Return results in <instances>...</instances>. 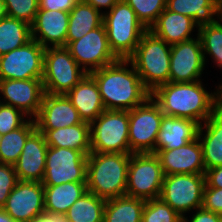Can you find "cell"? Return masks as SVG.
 <instances>
[{
    "instance_id": "6da1fadb",
    "label": "cell",
    "mask_w": 222,
    "mask_h": 222,
    "mask_svg": "<svg viewBox=\"0 0 222 222\" xmlns=\"http://www.w3.org/2000/svg\"><path fill=\"white\" fill-rule=\"evenodd\" d=\"M204 81L168 82L157 87L151 93V98L164 115L189 119L201 125L217 107L216 87L211 90Z\"/></svg>"
},
{
    "instance_id": "7a4b0ae2",
    "label": "cell",
    "mask_w": 222,
    "mask_h": 222,
    "mask_svg": "<svg viewBox=\"0 0 222 222\" xmlns=\"http://www.w3.org/2000/svg\"><path fill=\"white\" fill-rule=\"evenodd\" d=\"M89 74L98 85L106 110L129 111L151 96L128 59H118Z\"/></svg>"
},
{
    "instance_id": "3957f363",
    "label": "cell",
    "mask_w": 222,
    "mask_h": 222,
    "mask_svg": "<svg viewBox=\"0 0 222 222\" xmlns=\"http://www.w3.org/2000/svg\"><path fill=\"white\" fill-rule=\"evenodd\" d=\"M131 153H96L87 156V191L105 200L126 195Z\"/></svg>"
},
{
    "instance_id": "277c9868",
    "label": "cell",
    "mask_w": 222,
    "mask_h": 222,
    "mask_svg": "<svg viewBox=\"0 0 222 222\" xmlns=\"http://www.w3.org/2000/svg\"><path fill=\"white\" fill-rule=\"evenodd\" d=\"M170 55L171 45L147 30L128 58L150 93L169 82Z\"/></svg>"
},
{
    "instance_id": "5b68a950",
    "label": "cell",
    "mask_w": 222,
    "mask_h": 222,
    "mask_svg": "<svg viewBox=\"0 0 222 222\" xmlns=\"http://www.w3.org/2000/svg\"><path fill=\"white\" fill-rule=\"evenodd\" d=\"M103 24L110 50L118 59H128L148 30L124 0L103 14Z\"/></svg>"
},
{
    "instance_id": "8992f818",
    "label": "cell",
    "mask_w": 222,
    "mask_h": 222,
    "mask_svg": "<svg viewBox=\"0 0 222 222\" xmlns=\"http://www.w3.org/2000/svg\"><path fill=\"white\" fill-rule=\"evenodd\" d=\"M91 152L130 153L128 111L104 110L90 123Z\"/></svg>"
},
{
    "instance_id": "52a82bcc",
    "label": "cell",
    "mask_w": 222,
    "mask_h": 222,
    "mask_svg": "<svg viewBox=\"0 0 222 222\" xmlns=\"http://www.w3.org/2000/svg\"><path fill=\"white\" fill-rule=\"evenodd\" d=\"M86 74L66 47L45 48L42 77L44 93L67 94Z\"/></svg>"
},
{
    "instance_id": "ba28073f",
    "label": "cell",
    "mask_w": 222,
    "mask_h": 222,
    "mask_svg": "<svg viewBox=\"0 0 222 222\" xmlns=\"http://www.w3.org/2000/svg\"><path fill=\"white\" fill-rule=\"evenodd\" d=\"M164 176L160 160L155 153L131 154L126 195L145 201L159 198Z\"/></svg>"
},
{
    "instance_id": "9c48e42d",
    "label": "cell",
    "mask_w": 222,
    "mask_h": 222,
    "mask_svg": "<svg viewBox=\"0 0 222 222\" xmlns=\"http://www.w3.org/2000/svg\"><path fill=\"white\" fill-rule=\"evenodd\" d=\"M205 174L165 175L160 198L184 217L201 208Z\"/></svg>"
},
{
    "instance_id": "30bf717a",
    "label": "cell",
    "mask_w": 222,
    "mask_h": 222,
    "mask_svg": "<svg viewBox=\"0 0 222 222\" xmlns=\"http://www.w3.org/2000/svg\"><path fill=\"white\" fill-rule=\"evenodd\" d=\"M130 153H155V141L164 113L151 96L128 111Z\"/></svg>"
},
{
    "instance_id": "8fae6325",
    "label": "cell",
    "mask_w": 222,
    "mask_h": 222,
    "mask_svg": "<svg viewBox=\"0 0 222 222\" xmlns=\"http://www.w3.org/2000/svg\"><path fill=\"white\" fill-rule=\"evenodd\" d=\"M87 156L69 148H47L43 186L67 182H86Z\"/></svg>"
},
{
    "instance_id": "7c38bea8",
    "label": "cell",
    "mask_w": 222,
    "mask_h": 222,
    "mask_svg": "<svg viewBox=\"0 0 222 222\" xmlns=\"http://www.w3.org/2000/svg\"><path fill=\"white\" fill-rule=\"evenodd\" d=\"M77 64L88 74L118 60L110 50L104 24L65 46Z\"/></svg>"
},
{
    "instance_id": "4fadbf2b",
    "label": "cell",
    "mask_w": 222,
    "mask_h": 222,
    "mask_svg": "<svg viewBox=\"0 0 222 222\" xmlns=\"http://www.w3.org/2000/svg\"><path fill=\"white\" fill-rule=\"evenodd\" d=\"M45 48L31 39L8 53L0 55V80L42 79Z\"/></svg>"
},
{
    "instance_id": "5bb4252c",
    "label": "cell",
    "mask_w": 222,
    "mask_h": 222,
    "mask_svg": "<svg viewBox=\"0 0 222 222\" xmlns=\"http://www.w3.org/2000/svg\"><path fill=\"white\" fill-rule=\"evenodd\" d=\"M206 65L199 36L171 45L169 82H194L202 77ZM203 74V75H202Z\"/></svg>"
},
{
    "instance_id": "9a60e30c",
    "label": "cell",
    "mask_w": 222,
    "mask_h": 222,
    "mask_svg": "<svg viewBox=\"0 0 222 222\" xmlns=\"http://www.w3.org/2000/svg\"><path fill=\"white\" fill-rule=\"evenodd\" d=\"M43 95L42 79L0 80V103L21 110L31 119L38 115Z\"/></svg>"
},
{
    "instance_id": "2e32d148",
    "label": "cell",
    "mask_w": 222,
    "mask_h": 222,
    "mask_svg": "<svg viewBox=\"0 0 222 222\" xmlns=\"http://www.w3.org/2000/svg\"><path fill=\"white\" fill-rule=\"evenodd\" d=\"M15 222H28L45 212L42 182L18 181L2 207Z\"/></svg>"
},
{
    "instance_id": "e0dca14e",
    "label": "cell",
    "mask_w": 222,
    "mask_h": 222,
    "mask_svg": "<svg viewBox=\"0 0 222 222\" xmlns=\"http://www.w3.org/2000/svg\"><path fill=\"white\" fill-rule=\"evenodd\" d=\"M37 130H55L83 122L66 94L44 93L38 115L34 118Z\"/></svg>"
},
{
    "instance_id": "ac0fdd59",
    "label": "cell",
    "mask_w": 222,
    "mask_h": 222,
    "mask_svg": "<svg viewBox=\"0 0 222 222\" xmlns=\"http://www.w3.org/2000/svg\"><path fill=\"white\" fill-rule=\"evenodd\" d=\"M164 175L205 174L203 153L197 138L180 148L160 150L155 153Z\"/></svg>"
},
{
    "instance_id": "d6986e66",
    "label": "cell",
    "mask_w": 222,
    "mask_h": 222,
    "mask_svg": "<svg viewBox=\"0 0 222 222\" xmlns=\"http://www.w3.org/2000/svg\"><path fill=\"white\" fill-rule=\"evenodd\" d=\"M69 12L38 9L31 24L32 39L44 48L65 47Z\"/></svg>"
},
{
    "instance_id": "ffe728a7",
    "label": "cell",
    "mask_w": 222,
    "mask_h": 222,
    "mask_svg": "<svg viewBox=\"0 0 222 222\" xmlns=\"http://www.w3.org/2000/svg\"><path fill=\"white\" fill-rule=\"evenodd\" d=\"M47 148L43 133L36 129L27 138L23 151L14 164L19 181H43Z\"/></svg>"
},
{
    "instance_id": "44dd1931",
    "label": "cell",
    "mask_w": 222,
    "mask_h": 222,
    "mask_svg": "<svg viewBox=\"0 0 222 222\" xmlns=\"http://www.w3.org/2000/svg\"><path fill=\"white\" fill-rule=\"evenodd\" d=\"M149 31L167 44L174 45L197 37L199 27L192 18L166 8Z\"/></svg>"
},
{
    "instance_id": "7402d4cb",
    "label": "cell",
    "mask_w": 222,
    "mask_h": 222,
    "mask_svg": "<svg viewBox=\"0 0 222 222\" xmlns=\"http://www.w3.org/2000/svg\"><path fill=\"white\" fill-rule=\"evenodd\" d=\"M200 125L192 120L163 115L155 141V153L180 148L198 138Z\"/></svg>"
},
{
    "instance_id": "603a6c76",
    "label": "cell",
    "mask_w": 222,
    "mask_h": 222,
    "mask_svg": "<svg viewBox=\"0 0 222 222\" xmlns=\"http://www.w3.org/2000/svg\"><path fill=\"white\" fill-rule=\"evenodd\" d=\"M198 139L202 147L205 171L222 166V106L199 127Z\"/></svg>"
},
{
    "instance_id": "cb8c5ba5",
    "label": "cell",
    "mask_w": 222,
    "mask_h": 222,
    "mask_svg": "<svg viewBox=\"0 0 222 222\" xmlns=\"http://www.w3.org/2000/svg\"><path fill=\"white\" fill-rule=\"evenodd\" d=\"M66 96L77 109L79 116L84 122H93L105 109L99 88L95 79L86 74Z\"/></svg>"
},
{
    "instance_id": "d4e9b609",
    "label": "cell",
    "mask_w": 222,
    "mask_h": 222,
    "mask_svg": "<svg viewBox=\"0 0 222 222\" xmlns=\"http://www.w3.org/2000/svg\"><path fill=\"white\" fill-rule=\"evenodd\" d=\"M43 133L45 141L50 147L69 148L81 151L88 156L91 153L90 123L82 122L55 130H38Z\"/></svg>"
},
{
    "instance_id": "484cf974",
    "label": "cell",
    "mask_w": 222,
    "mask_h": 222,
    "mask_svg": "<svg viewBox=\"0 0 222 222\" xmlns=\"http://www.w3.org/2000/svg\"><path fill=\"white\" fill-rule=\"evenodd\" d=\"M86 192V182H67L56 186H44L45 212L66 214L75 201Z\"/></svg>"
},
{
    "instance_id": "4316f807",
    "label": "cell",
    "mask_w": 222,
    "mask_h": 222,
    "mask_svg": "<svg viewBox=\"0 0 222 222\" xmlns=\"http://www.w3.org/2000/svg\"><path fill=\"white\" fill-rule=\"evenodd\" d=\"M166 8L192 18L200 28L218 20L219 0H167Z\"/></svg>"
},
{
    "instance_id": "83f0119b",
    "label": "cell",
    "mask_w": 222,
    "mask_h": 222,
    "mask_svg": "<svg viewBox=\"0 0 222 222\" xmlns=\"http://www.w3.org/2000/svg\"><path fill=\"white\" fill-rule=\"evenodd\" d=\"M103 23V14L85 0H79L69 12L66 41H76Z\"/></svg>"
},
{
    "instance_id": "f1b7e54d",
    "label": "cell",
    "mask_w": 222,
    "mask_h": 222,
    "mask_svg": "<svg viewBox=\"0 0 222 222\" xmlns=\"http://www.w3.org/2000/svg\"><path fill=\"white\" fill-rule=\"evenodd\" d=\"M145 200L127 195L106 200L103 222H141Z\"/></svg>"
},
{
    "instance_id": "f546056e",
    "label": "cell",
    "mask_w": 222,
    "mask_h": 222,
    "mask_svg": "<svg viewBox=\"0 0 222 222\" xmlns=\"http://www.w3.org/2000/svg\"><path fill=\"white\" fill-rule=\"evenodd\" d=\"M35 130V121L29 118L21 127L1 135L0 163L14 165L23 151L27 138Z\"/></svg>"
},
{
    "instance_id": "4dcf8cb0",
    "label": "cell",
    "mask_w": 222,
    "mask_h": 222,
    "mask_svg": "<svg viewBox=\"0 0 222 222\" xmlns=\"http://www.w3.org/2000/svg\"><path fill=\"white\" fill-rule=\"evenodd\" d=\"M32 39L31 25L9 16L0 20V55L20 48Z\"/></svg>"
},
{
    "instance_id": "1f68e13d",
    "label": "cell",
    "mask_w": 222,
    "mask_h": 222,
    "mask_svg": "<svg viewBox=\"0 0 222 222\" xmlns=\"http://www.w3.org/2000/svg\"><path fill=\"white\" fill-rule=\"evenodd\" d=\"M106 200L87 191L68 209L69 222H103Z\"/></svg>"
},
{
    "instance_id": "d6a6232c",
    "label": "cell",
    "mask_w": 222,
    "mask_h": 222,
    "mask_svg": "<svg viewBox=\"0 0 222 222\" xmlns=\"http://www.w3.org/2000/svg\"><path fill=\"white\" fill-rule=\"evenodd\" d=\"M198 36L201 40L206 68L209 66L207 65L209 60L212 59L211 62L215 64L213 68L220 69L222 74V22L218 19L213 24L201 26Z\"/></svg>"
},
{
    "instance_id": "836d02e7",
    "label": "cell",
    "mask_w": 222,
    "mask_h": 222,
    "mask_svg": "<svg viewBox=\"0 0 222 222\" xmlns=\"http://www.w3.org/2000/svg\"><path fill=\"white\" fill-rule=\"evenodd\" d=\"M141 222H183V217L159 197L145 202Z\"/></svg>"
},
{
    "instance_id": "e575fe53",
    "label": "cell",
    "mask_w": 222,
    "mask_h": 222,
    "mask_svg": "<svg viewBox=\"0 0 222 222\" xmlns=\"http://www.w3.org/2000/svg\"><path fill=\"white\" fill-rule=\"evenodd\" d=\"M136 13L137 18L149 30L166 9L167 0H124Z\"/></svg>"
},
{
    "instance_id": "d590c367",
    "label": "cell",
    "mask_w": 222,
    "mask_h": 222,
    "mask_svg": "<svg viewBox=\"0 0 222 222\" xmlns=\"http://www.w3.org/2000/svg\"><path fill=\"white\" fill-rule=\"evenodd\" d=\"M39 0H4L7 16L32 24L39 9Z\"/></svg>"
},
{
    "instance_id": "8d00e7d4",
    "label": "cell",
    "mask_w": 222,
    "mask_h": 222,
    "mask_svg": "<svg viewBox=\"0 0 222 222\" xmlns=\"http://www.w3.org/2000/svg\"><path fill=\"white\" fill-rule=\"evenodd\" d=\"M28 119L29 117L21 110L0 103V135L21 127Z\"/></svg>"
},
{
    "instance_id": "74e56055",
    "label": "cell",
    "mask_w": 222,
    "mask_h": 222,
    "mask_svg": "<svg viewBox=\"0 0 222 222\" xmlns=\"http://www.w3.org/2000/svg\"><path fill=\"white\" fill-rule=\"evenodd\" d=\"M14 165L0 163V208H2L18 182Z\"/></svg>"
},
{
    "instance_id": "f35d334b",
    "label": "cell",
    "mask_w": 222,
    "mask_h": 222,
    "mask_svg": "<svg viewBox=\"0 0 222 222\" xmlns=\"http://www.w3.org/2000/svg\"><path fill=\"white\" fill-rule=\"evenodd\" d=\"M201 207L222 215V188L205 187Z\"/></svg>"
},
{
    "instance_id": "ab89813d",
    "label": "cell",
    "mask_w": 222,
    "mask_h": 222,
    "mask_svg": "<svg viewBox=\"0 0 222 222\" xmlns=\"http://www.w3.org/2000/svg\"><path fill=\"white\" fill-rule=\"evenodd\" d=\"M194 213V214H193ZM183 222H222V215L198 208L183 217Z\"/></svg>"
},
{
    "instance_id": "60d3db41",
    "label": "cell",
    "mask_w": 222,
    "mask_h": 222,
    "mask_svg": "<svg viewBox=\"0 0 222 222\" xmlns=\"http://www.w3.org/2000/svg\"><path fill=\"white\" fill-rule=\"evenodd\" d=\"M79 0H39V9L70 12Z\"/></svg>"
},
{
    "instance_id": "b9f144b4",
    "label": "cell",
    "mask_w": 222,
    "mask_h": 222,
    "mask_svg": "<svg viewBox=\"0 0 222 222\" xmlns=\"http://www.w3.org/2000/svg\"><path fill=\"white\" fill-rule=\"evenodd\" d=\"M205 179V187L222 188V166L206 170Z\"/></svg>"
},
{
    "instance_id": "7bdbcfd3",
    "label": "cell",
    "mask_w": 222,
    "mask_h": 222,
    "mask_svg": "<svg viewBox=\"0 0 222 222\" xmlns=\"http://www.w3.org/2000/svg\"><path fill=\"white\" fill-rule=\"evenodd\" d=\"M28 222H69L66 214L43 212Z\"/></svg>"
},
{
    "instance_id": "ee69618b",
    "label": "cell",
    "mask_w": 222,
    "mask_h": 222,
    "mask_svg": "<svg viewBox=\"0 0 222 222\" xmlns=\"http://www.w3.org/2000/svg\"><path fill=\"white\" fill-rule=\"evenodd\" d=\"M102 14L109 11L119 0H85Z\"/></svg>"
},
{
    "instance_id": "f6af8a7d",
    "label": "cell",
    "mask_w": 222,
    "mask_h": 222,
    "mask_svg": "<svg viewBox=\"0 0 222 222\" xmlns=\"http://www.w3.org/2000/svg\"><path fill=\"white\" fill-rule=\"evenodd\" d=\"M220 82V83H219ZM216 86V91H217V105L222 106V79L219 81Z\"/></svg>"
},
{
    "instance_id": "bcb514c9",
    "label": "cell",
    "mask_w": 222,
    "mask_h": 222,
    "mask_svg": "<svg viewBox=\"0 0 222 222\" xmlns=\"http://www.w3.org/2000/svg\"><path fill=\"white\" fill-rule=\"evenodd\" d=\"M0 222H15L3 208H0Z\"/></svg>"
},
{
    "instance_id": "7dc6e473",
    "label": "cell",
    "mask_w": 222,
    "mask_h": 222,
    "mask_svg": "<svg viewBox=\"0 0 222 222\" xmlns=\"http://www.w3.org/2000/svg\"><path fill=\"white\" fill-rule=\"evenodd\" d=\"M7 16L4 0H0V20Z\"/></svg>"
},
{
    "instance_id": "c3c4849f",
    "label": "cell",
    "mask_w": 222,
    "mask_h": 222,
    "mask_svg": "<svg viewBox=\"0 0 222 222\" xmlns=\"http://www.w3.org/2000/svg\"><path fill=\"white\" fill-rule=\"evenodd\" d=\"M218 19L222 22V0H219Z\"/></svg>"
}]
</instances>
